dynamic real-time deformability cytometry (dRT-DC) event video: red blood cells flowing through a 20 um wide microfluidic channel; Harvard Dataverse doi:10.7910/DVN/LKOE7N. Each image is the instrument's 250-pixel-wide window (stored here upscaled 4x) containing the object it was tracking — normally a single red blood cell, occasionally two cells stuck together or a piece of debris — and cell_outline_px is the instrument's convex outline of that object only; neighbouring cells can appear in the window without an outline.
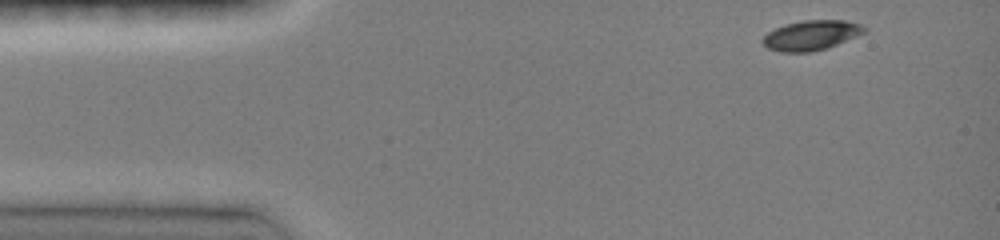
{"species": "common noctule bat (a hibernating species)", "species_latin": "Nyctalus noctula", "temperature_condition": "room temperature", "stored_images_in_passage": 40, "camera_frame_rate_fps": 3000, "um_per_image_px": 0.085, "animal": {"sex": "female", "body_mass_g": 19.0, "forearm_length_mm": 51.5}, "frame": {"image": 1, "passage_image": 1, "time_ms": 0.0, "image_size_px": [1000, 240], "cell_outline_px": [[868, 32], [828, 48], [812, 52], [780, 52], [768, 48], [760, 40], [768, 32], [784, 24], [804, 20], [844, 20], [860, 24], [868, 28]], "centroid_in_image_um": [68.99, 3.0], "position_along_channel_um": 16.0, "area_um2": 17.92}}
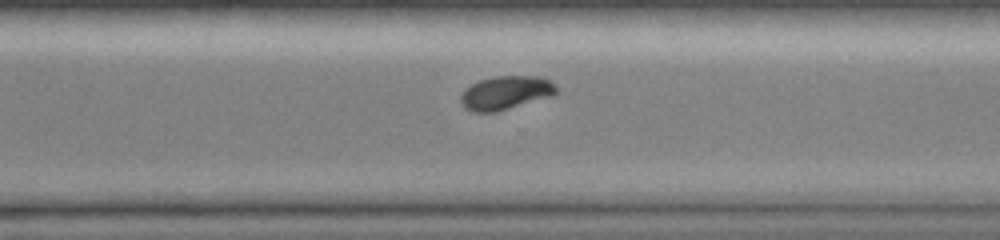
{"frame": {"image": 2, "passage_image": 30, "time_ms": 9.667, "image_size_px": [1000, 240], "cell_outline_px": [[556, 92], [552, 96], [496, 112], [472, 112], [464, 108], [460, 100], [460, 96], [472, 84], [480, 80], [492, 76], [540, 76], [548, 80], [556, 88]], "centroid_in_image_um": [42.96, 7.89], "position_along_channel_um": 327.6, "area_um2": 18.55}}
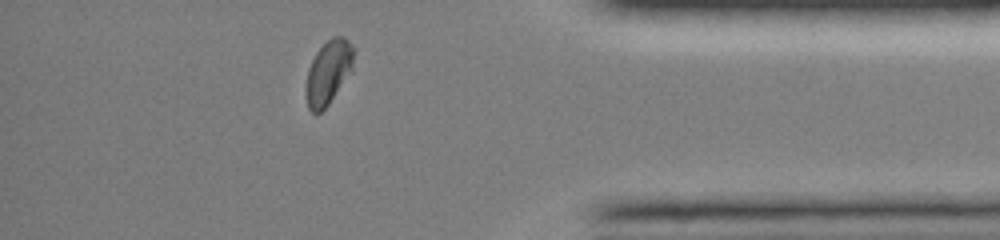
{"frame": {"image": 3, "passage_image": 37, "time_ms": 12.0, "image_size_px": [1000, 240], "cell_outline_px": [[352, 68], [328, 104], [320, 112], [312, 112], [308, 108], [304, 92], [304, 88], [308, 68], [316, 52], [332, 36], [344, 36], [352, 44]], "centroid_in_image_um": [27.85, 6.14], "position_along_channel_um": 407.4, "area_um2": 17.46}, "authors_computed_cell_mechanics": {"area_um2": 18.6983, "velocity_mm_per_s": 4.0972, "shape_relaxation_time_tau1_ms": 2.5041, "shape_relaxation_time_tau2_ms": 3.6768, "deformation_change_tau1": 0.1436, "deformation_change_tau2": 0.0321}}